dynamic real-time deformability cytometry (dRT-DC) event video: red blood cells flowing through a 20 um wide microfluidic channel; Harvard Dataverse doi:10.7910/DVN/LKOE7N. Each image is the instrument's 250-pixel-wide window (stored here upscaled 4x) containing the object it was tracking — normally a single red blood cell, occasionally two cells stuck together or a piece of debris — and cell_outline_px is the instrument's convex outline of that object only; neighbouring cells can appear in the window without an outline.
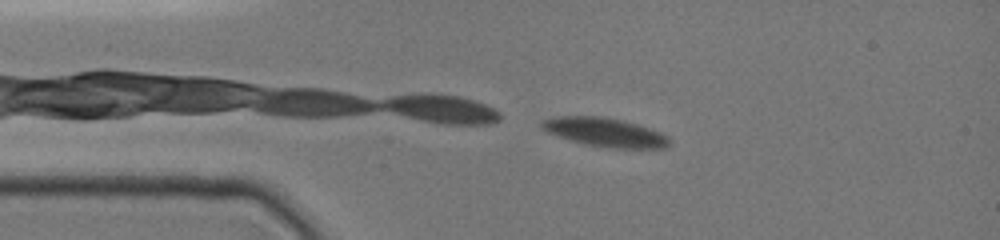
{"species": "common noctule bat (a hibernating species)", "species_latin": "Nyctalus noctula", "temperature_condition": "cold", "stored_images_in_passage": 39, "camera_frame_rate_fps": 3000, "um_per_image_px": 0.085, "animal": {"sex": "female", "body_mass_g": 19.0, "forearm_length_mm": 51.5}, "frame": {"image": 1, "passage_image": 1, "time_ms": 0.0, "image_size_px": [1000, 240], "cell_outline_px": [[672, 140], [664, 148], [608, 148], [588, 144], [572, 140], [548, 132], [540, 128], [540, 120], [556, 116], [600, 116], [624, 120], [660, 132], [668, 136]], "centroid_in_image_um": [51.42, 11.23], "position_along_channel_um": 33.6, "area_um2": 21.33}}
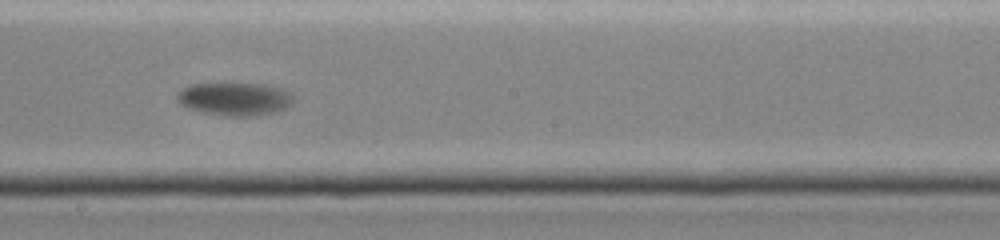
{"frame": {"image": 2, "passage_image": 20, "time_ms": 6.333, "image_size_px": [1000, 240], "cell_outline_px": [[292, 104], [284, 108], [272, 112], [256, 116], [224, 116], [204, 112], [188, 108], [180, 104], [176, 96], [184, 88], [192, 84], [252, 84], [276, 88], [292, 96]], "centroid_in_image_um": [19.88, 8.43], "position_along_channel_um": 228.3, "area_um2": 21.62}}
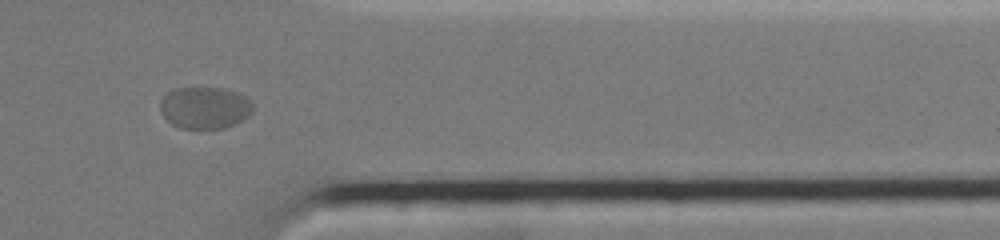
{"frame": {"image": 3, "passage_image": 34, "time_ms": 11.0, "image_size_px": [1000, 240], "cell_outline_px": [[252, 112], [248, 116], [224, 128], [180, 128], [172, 124], [160, 112], [160, 100], [168, 92], [176, 88], [220, 88], [236, 92], [252, 100]], "centroid_in_image_um": [17.39, 9.15], "position_along_channel_um": 394.0, "area_um2": 22.43}}